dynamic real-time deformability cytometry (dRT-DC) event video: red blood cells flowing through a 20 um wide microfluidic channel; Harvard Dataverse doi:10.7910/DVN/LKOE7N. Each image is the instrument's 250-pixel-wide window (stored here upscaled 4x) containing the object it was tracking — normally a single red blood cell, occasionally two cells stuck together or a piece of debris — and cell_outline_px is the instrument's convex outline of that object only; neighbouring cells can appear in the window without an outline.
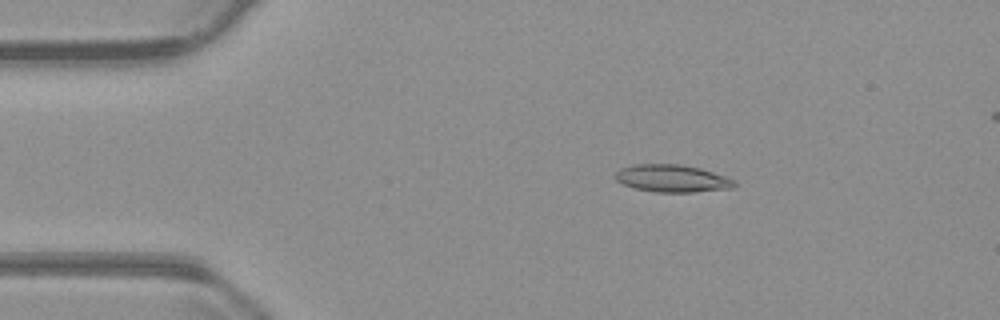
{"species": "common noctule bat (a hibernating species)", "species_latin": "Nyctalus noctula", "temperature_condition": "warm", "stored_images_in_passage": 53, "camera_frame_rate_fps": 3000, "um_per_image_px": 0.085, "animal": {"sex": "male", "body_mass_g": 23.1, "forearm_length_mm": 52.7}, "frame": {"image": 1, "passage_image": 10, "time_ms": 3.0, "image_size_px": [1000, 320], "cell_outline_px": [[736, 184], [732, 188], [696, 192], [656, 192], [636, 188], [624, 184], [616, 180], [612, 176], [620, 168], [632, 164], [680, 164], [700, 168], [736, 180]], "centroid_in_image_um": [57.11, 15.16], "position_along_channel_um": 27.9, "area_um2": 19.07}}
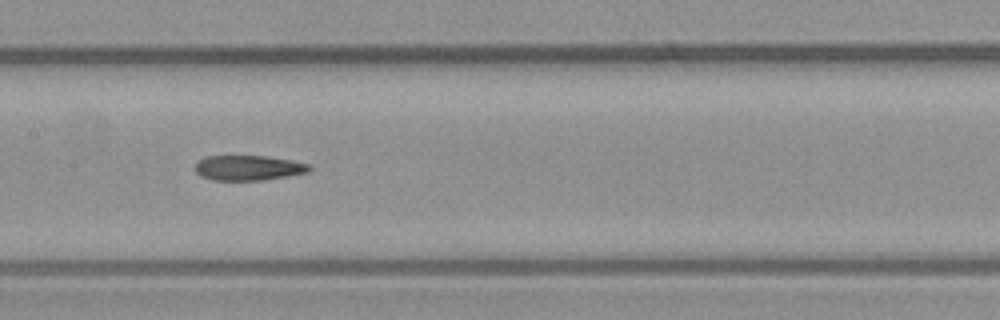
{"frame": {"image": 2, "passage_image": 27, "time_ms": 8.667, "image_size_px": [1000, 320], "cell_outline_px": [[312, 168], [308, 172], [260, 180], [212, 180], [200, 176], [196, 172], [196, 164], [200, 160], [208, 156], [264, 156], [292, 160], [312, 164]], "centroid_in_image_um": [21.13, 14.26], "position_along_channel_um": 186.3, "area_um2": 16.53}}
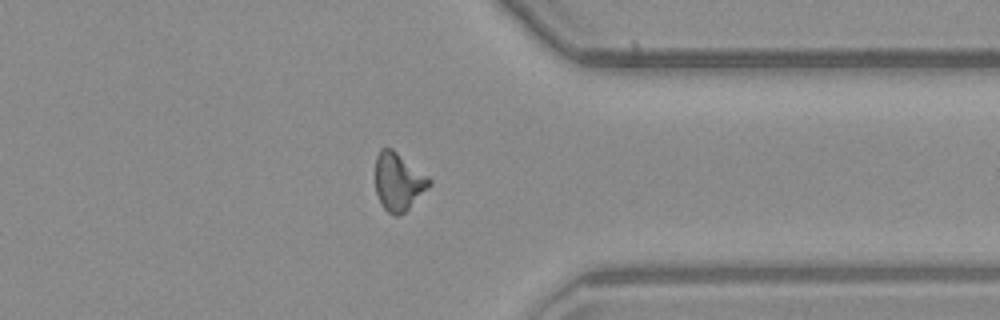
{"frame": {"image": 3, "passage_image": 43, "time_ms": 14.0, "image_size_px": [1000, 320], "cell_outline_px": [[432, 184], [404, 212], [396, 216], [388, 212], [384, 208], [376, 192], [376, 156], [380, 148], [392, 148], [428, 176], [432, 180]], "centroid_in_image_um": [33.87, 15.42], "position_along_channel_um": 377.5, "area_um2": 17.92}}